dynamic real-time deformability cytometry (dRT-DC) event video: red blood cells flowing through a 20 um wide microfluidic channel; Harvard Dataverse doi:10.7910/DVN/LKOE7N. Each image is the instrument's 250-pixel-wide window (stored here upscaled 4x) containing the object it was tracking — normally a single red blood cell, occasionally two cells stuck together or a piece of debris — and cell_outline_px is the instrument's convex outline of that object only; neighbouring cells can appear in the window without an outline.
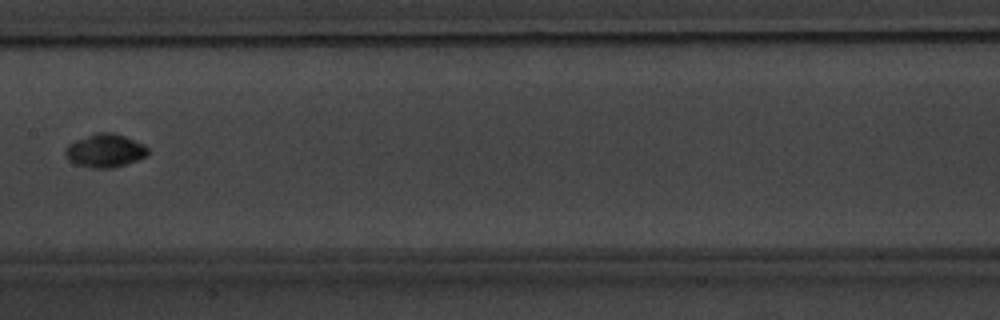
{"species": "common noctule bat (a hibernating species)", "species_latin": "Nyctalus noctula", "temperature_condition": "warm", "stored_images_in_passage": 8, "camera_frame_rate_fps": 3000, "um_per_image_px": 0.085, "animal": {"sex": "male", "body_mass_g": 20.1, "forearm_length_mm": 53.5}, "frame": {"image": 1, "passage_image": 7, "time_ms": 8.0, "image_size_px": [1000, 320], "cell_outline_px": [[148, 156], [112, 168], [92, 168], [76, 164], [68, 160], [64, 156], [64, 152], [68, 144], [76, 140], [96, 132], [112, 132], [124, 136], [144, 144], [148, 148]], "centroid_in_image_um": [8.91, 12.8], "position_along_channel_um": 198.5, "area_um2": 16.07}}